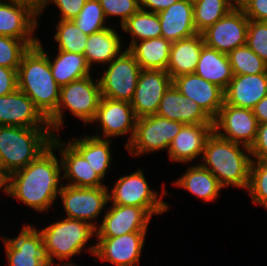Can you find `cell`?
<instances>
[{"instance_id":"6da1fadb","label":"cell","mask_w":267,"mask_h":266,"mask_svg":"<svg viewBox=\"0 0 267 266\" xmlns=\"http://www.w3.org/2000/svg\"><path fill=\"white\" fill-rule=\"evenodd\" d=\"M51 145L26 167L8 175V194L28 207L44 212L50 209L61 191V159L58 161Z\"/></svg>"},{"instance_id":"7a4b0ae2","label":"cell","mask_w":267,"mask_h":266,"mask_svg":"<svg viewBox=\"0 0 267 266\" xmlns=\"http://www.w3.org/2000/svg\"><path fill=\"white\" fill-rule=\"evenodd\" d=\"M49 57L38 39L37 45L23 55L17 70L18 89L47 119L58 107L61 89L51 73Z\"/></svg>"},{"instance_id":"3957f363","label":"cell","mask_w":267,"mask_h":266,"mask_svg":"<svg viewBox=\"0 0 267 266\" xmlns=\"http://www.w3.org/2000/svg\"><path fill=\"white\" fill-rule=\"evenodd\" d=\"M240 145L214 131L206 141L201 165L212 172L224 188L230 185L248 187L252 158L249 156L250 148L242 147V150Z\"/></svg>"},{"instance_id":"277c9868","label":"cell","mask_w":267,"mask_h":266,"mask_svg":"<svg viewBox=\"0 0 267 266\" xmlns=\"http://www.w3.org/2000/svg\"><path fill=\"white\" fill-rule=\"evenodd\" d=\"M53 136L50 128L0 126L1 167L8 175L26 167L51 146Z\"/></svg>"},{"instance_id":"5b68a950","label":"cell","mask_w":267,"mask_h":266,"mask_svg":"<svg viewBox=\"0 0 267 266\" xmlns=\"http://www.w3.org/2000/svg\"><path fill=\"white\" fill-rule=\"evenodd\" d=\"M101 98L100 82L99 80L93 82L91 75L61 86L58 107L48 118L52 133L56 135L54 132H59L63 126L62 112L66 108L84 123H92Z\"/></svg>"},{"instance_id":"8992f818","label":"cell","mask_w":267,"mask_h":266,"mask_svg":"<svg viewBox=\"0 0 267 266\" xmlns=\"http://www.w3.org/2000/svg\"><path fill=\"white\" fill-rule=\"evenodd\" d=\"M50 259L60 261L80 254L89 239L96 233V228L88 222L65 218L54 222L41 231Z\"/></svg>"},{"instance_id":"52a82bcc","label":"cell","mask_w":267,"mask_h":266,"mask_svg":"<svg viewBox=\"0 0 267 266\" xmlns=\"http://www.w3.org/2000/svg\"><path fill=\"white\" fill-rule=\"evenodd\" d=\"M108 194L109 202L123 206H136L145 209L151 216L161 214L169 209L163 202L166 195L164 189L159 197L158 193L149 188L148 182L141 169L124 177H120Z\"/></svg>"},{"instance_id":"ba28073f","label":"cell","mask_w":267,"mask_h":266,"mask_svg":"<svg viewBox=\"0 0 267 266\" xmlns=\"http://www.w3.org/2000/svg\"><path fill=\"white\" fill-rule=\"evenodd\" d=\"M134 55L124 50L112 60L99 79L102 97L131 102L141 72Z\"/></svg>"},{"instance_id":"9c48e42d","label":"cell","mask_w":267,"mask_h":266,"mask_svg":"<svg viewBox=\"0 0 267 266\" xmlns=\"http://www.w3.org/2000/svg\"><path fill=\"white\" fill-rule=\"evenodd\" d=\"M184 125L158 115L139 118L136 121L133 139L126 149L134 156L162 149L168 150L171 141Z\"/></svg>"},{"instance_id":"30bf717a","label":"cell","mask_w":267,"mask_h":266,"mask_svg":"<svg viewBox=\"0 0 267 266\" xmlns=\"http://www.w3.org/2000/svg\"><path fill=\"white\" fill-rule=\"evenodd\" d=\"M108 187H74L62 184L59 195L67 218L83 220L97 229L96 220L109 203Z\"/></svg>"},{"instance_id":"8fae6325","label":"cell","mask_w":267,"mask_h":266,"mask_svg":"<svg viewBox=\"0 0 267 266\" xmlns=\"http://www.w3.org/2000/svg\"><path fill=\"white\" fill-rule=\"evenodd\" d=\"M258 125L252 109L233 106L225 102L213 119V130L218 136L248 148L255 142Z\"/></svg>"},{"instance_id":"7c38bea8","label":"cell","mask_w":267,"mask_h":266,"mask_svg":"<svg viewBox=\"0 0 267 266\" xmlns=\"http://www.w3.org/2000/svg\"><path fill=\"white\" fill-rule=\"evenodd\" d=\"M249 18L241 7H235L201 34L206 46L229 54L246 44Z\"/></svg>"},{"instance_id":"4fadbf2b","label":"cell","mask_w":267,"mask_h":266,"mask_svg":"<svg viewBox=\"0 0 267 266\" xmlns=\"http://www.w3.org/2000/svg\"><path fill=\"white\" fill-rule=\"evenodd\" d=\"M4 239L9 266H52L48 250L40 231L25 225L16 238Z\"/></svg>"},{"instance_id":"5bb4252c","label":"cell","mask_w":267,"mask_h":266,"mask_svg":"<svg viewBox=\"0 0 267 266\" xmlns=\"http://www.w3.org/2000/svg\"><path fill=\"white\" fill-rule=\"evenodd\" d=\"M8 1L0 0V35L23 40L30 47L37 45L38 38L33 33L39 12L28 3Z\"/></svg>"},{"instance_id":"9a60e30c","label":"cell","mask_w":267,"mask_h":266,"mask_svg":"<svg viewBox=\"0 0 267 266\" xmlns=\"http://www.w3.org/2000/svg\"><path fill=\"white\" fill-rule=\"evenodd\" d=\"M172 85V78L165 70L142 69L130 104L137 119L156 115L160 101Z\"/></svg>"},{"instance_id":"2e32d148","label":"cell","mask_w":267,"mask_h":266,"mask_svg":"<svg viewBox=\"0 0 267 266\" xmlns=\"http://www.w3.org/2000/svg\"><path fill=\"white\" fill-rule=\"evenodd\" d=\"M146 232H131L113 238H97L89 252L116 266H137L144 246Z\"/></svg>"},{"instance_id":"e0dca14e","label":"cell","mask_w":267,"mask_h":266,"mask_svg":"<svg viewBox=\"0 0 267 266\" xmlns=\"http://www.w3.org/2000/svg\"><path fill=\"white\" fill-rule=\"evenodd\" d=\"M136 121L137 117L129 102L102 97L92 122L100 124L103 134L92 136L100 139L108 138L109 140L111 137H118L130 132L131 136L125 144V147H127L133 139Z\"/></svg>"},{"instance_id":"ac0fdd59","label":"cell","mask_w":267,"mask_h":266,"mask_svg":"<svg viewBox=\"0 0 267 266\" xmlns=\"http://www.w3.org/2000/svg\"><path fill=\"white\" fill-rule=\"evenodd\" d=\"M25 128H50L48 119L33 101L17 89L11 94L0 96V126Z\"/></svg>"},{"instance_id":"d6986e66","label":"cell","mask_w":267,"mask_h":266,"mask_svg":"<svg viewBox=\"0 0 267 266\" xmlns=\"http://www.w3.org/2000/svg\"><path fill=\"white\" fill-rule=\"evenodd\" d=\"M151 217L143 208L112 204L105 212L100 227H97L96 236L113 238L131 232H147Z\"/></svg>"},{"instance_id":"ffe728a7","label":"cell","mask_w":267,"mask_h":266,"mask_svg":"<svg viewBox=\"0 0 267 266\" xmlns=\"http://www.w3.org/2000/svg\"><path fill=\"white\" fill-rule=\"evenodd\" d=\"M175 88L187 99L196 102L214 119L224 103V91L195 73L172 79Z\"/></svg>"},{"instance_id":"44dd1931","label":"cell","mask_w":267,"mask_h":266,"mask_svg":"<svg viewBox=\"0 0 267 266\" xmlns=\"http://www.w3.org/2000/svg\"><path fill=\"white\" fill-rule=\"evenodd\" d=\"M57 137V135L53 136L51 145L54 149H60L63 179L70 181L66 185L74 187L105 186L102 184L103 179L92 169L90 163L69 142H60L61 140Z\"/></svg>"},{"instance_id":"7402d4cb","label":"cell","mask_w":267,"mask_h":266,"mask_svg":"<svg viewBox=\"0 0 267 266\" xmlns=\"http://www.w3.org/2000/svg\"><path fill=\"white\" fill-rule=\"evenodd\" d=\"M159 117L183 124H213V119L192 100H187L172 84L163 95L158 111Z\"/></svg>"},{"instance_id":"603a6c76","label":"cell","mask_w":267,"mask_h":266,"mask_svg":"<svg viewBox=\"0 0 267 266\" xmlns=\"http://www.w3.org/2000/svg\"><path fill=\"white\" fill-rule=\"evenodd\" d=\"M213 131V124L184 125L168 147L170 160L189 163L199 157Z\"/></svg>"},{"instance_id":"cb8c5ba5","label":"cell","mask_w":267,"mask_h":266,"mask_svg":"<svg viewBox=\"0 0 267 266\" xmlns=\"http://www.w3.org/2000/svg\"><path fill=\"white\" fill-rule=\"evenodd\" d=\"M157 14L161 23V37L171 43L197 34L193 4L189 0H178Z\"/></svg>"},{"instance_id":"d4e9b609","label":"cell","mask_w":267,"mask_h":266,"mask_svg":"<svg viewBox=\"0 0 267 266\" xmlns=\"http://www.w3.org/2000/svg\"><path fill=\"white\" fill-rule=\"evenodd\" d=\"M267 95V73L233 75L224 91V102L252 109Z\"/></svg>"},{"instance_id":"484cf974","label":"cell","mask_w":267,"mask_h":266,"mask_svg":"<svg viewBox=\"0 0 267 266\" xmlns=\"http://www.w3.org/2000/svg\"><path fill=\"white\" fill-rule=\"evenodd\" d=\"M204 45L201 33L173 42L170 48L169 63L166 68L170 77L173 79L183 74L194 73Z\"/></svg>"},{"instance_id":"4316f807","label":"cell","mask_w":267,"mask_h":266,"mask_svg":"<svg viewBox=\"0 0 267 266\" xmlns=\"http://www.w3.org/2000/svg\"><path fill=\"white\" fill-rule=\"evenodd\" d=\"M194 73L217 85L223 91L226 90L233 78L228 55L206 45L200 52V58Z\"/></svg>"},{"instance_id":"83f0119b","label":"cell","mask_w":267,"mask_h":266,"mask_svg":"<svg viewBox=\"0 0 267 266\" xmlns=\"http://www.w3.org/2000/svg\"><path fill=\"white\" fill-rule=\"evenodd\" d=\"M121 39L116 30L107 27L106 29L88 36L84 55L88 66L91 68L94 63L107 65L119 56L121 51Z\"/></svg>"},{"instance_id":"f1b7e54d","label":"cell","mask_w":267,"mask_h":266,"mask_svg":"<svg viewBox=\"0 0 267 266\" xmlns=\"http://www.w3.org/2000/svg\"><path fill=\"white\" fill-rule=\"evenodd\" d=\"M174 185L188 190L207 202L217 199L220 190L224 188L214 174L201 164L190 166L184 175L176 179Z\"/></svg>"},{"instance_id":"f546056e","label":"cell","mask_w":267,"mask_h":266,"mask_svg":"<svg viewBox=\"0 0 267 266\" xmlns=\"http://www.w3.org/2000/svg\"><path fill=\"white\" fill-rule=\"evenodd\" d=\"M171 42L163 37L135 42L128 50L141 69L165 70L169 63Z\"/></svg>"},{"instance_id":"4dcf8cb0","label":"cell","mask_w":267,"mask_h":266,"mask_svg":"<svg viewBox=\"0 0 267 266\" xmlns=\"http://www.w3.org/2000/svg\"><path fill=\"white\" fill-rule=\"evenodd\" d=\"M49 65L51 73L60 87L91 75V68L88 66L84 54L58 50L53 61L49 58Z\"/></svg>"},{"instance_id":"1f68e13d","label":"cell","mask_w":267,"mask_h":266,"mask_svg":"<svg viewBox=\"0 0 267 266\" xmlns=\"http://www.w3.org/2000/svg\"><path fill=\"white\" fill-rule=\"evenodd\" d=\"M90 163L93 170L104 179L112 161L110 139L84 136L68 141Z\"/></svg>"},{"instance_id":"d6a6232c","label":"cell","mask_w":267,"mask_h":266,"mask_svg":"<svg viewBox=\"0 0 267 266\" xmlns=\"http://www.w3.org/2000/svg\"><path fill=\"white\" fill-rule=\"evenodd\" d=\"M123 31L131 34L129 49L135 42L161 37V23L157 13L139 9L122 25Z\"/></svg>"},{"instance_id":"836d02e7","label":"cell","mask_w":267,"mask_h":266,"mask_svg":"<svg viewBox=\"0 0 267 266\" xmlns=\"http://www.w3.org/2000/svg\"><path fill=\"white\" fill-rule=\"evenodd\" d=\"M234 8L230 0H201L193 4L194 25L197 33H202Z\"/></svg>"},{"instance_id":"e575fe53","label":"cell","mask_w":267,"mask_h":266,"mask_svg":"<svg viewBox=\"0 0 267 266\" xmlns=\"http://www.w3.org/2000/svg\"><path fill=\"white\" fill-rule=\"evenodd\" d=\"M54 35L58 50L84 54L88 35L84 34L73 20H59Z\"/></svg>"},{"instance_id":"d590c367","label":"cell","mask_w":267,"mask_h":266,"mask_svg":"<svg viewBox=\"0 0 267 266\" xmlns=\"http://www.w3.org/2000/svg\"><path fill=\"white\" fill-rule=\"evenodd\" d=\"M227 55L233 75L267 73V64L246 44L237 47Z\"/></svg>"},{"instance_id":"8d00e7d4","label":"cell","mask_w":267,"mask_h":266,"mask_svg":"<svg viewBox=\"0 0 267 266\" xmlns=\"http://www.w3.org/2000/svg\"><path fill=\"white\" fill-rule=\"evenodd\" d=\"M106 17L99 0H87L80 13L73 19L77 27L86 35L106 29Z\"/></svg>"},{"instance_id":"74e56055","label":"cell","mask_w":267,"mask_h":266,"mask_svg":"<svg viewBox=\"0 0 267 266\" xmlns=\"http://www.w3.org/2000/svg\"><path fill=\"white\" fill-rule=\"evenodd\" d=\"M247 190L252 203L267 209V162L252 159Z\"/></svg>"},{"instance_id":"f35d334b","label":"cell","mask_w":267,"mask_h":266,"mask_svg":"<svg viewBox=\"0 0 267 266\" xmlns=\"http://www.w3.org/2000/svg\"><path fill=\"white\" fill-rule=\"evenodd\" d=\"M30 46L23 40L0 35V66L18 70Z\"/></svg>"},{"instance_id":"ab89813d","label":"cell","mask_w":267,"mask_h":266,"mask_svg":"<svg viewBox=\"0 0 267 266\" xmlns=\"http://www.w3.org/2000/svg\"><path fill=\"white\" fill-rule=\"evenodd\" d=\"M246 45L267 64V22L249 19Z\"/></svg>"},{"instance_id":"60d3db41","label":"cell","mask_w":267,"mask_h":266,"mask_svg":"<svg viewBox=\"0 0 267 266\" xmlns=\"http://www.w3.org/2000/svg\"><path fill=\"white\" fill-rule=\"evenodd\" d=\"M105 17L120 16L121 25L140 9L139 0H99Z\"/></svg>"},{"instance_id":"b9f144b4","label":"cell","mask_w":267,"mask_h":266,"mask_svg":"<svg viewBox=\"0 0 267 266\" xmlns=\"http://www.w3.org/2000/svg\"><path fill=\"white\" fill-rule=\"evenodd\" d=\"M86 1L87 0H46L44 8L39 12V16L46 6L53 2L61 12V20H73L80 13Z\"/></svg>"},{"instance_id":"7bdbcfd3","label":"cell","mask_w":267,"mask_h":266,"mask_svg":"<svg viewBox=\"0 0 267 266\" xmlns=\"http://www.w3.org/2000/svg\"><path fill=\"white\" fill-rule=\"evenodd\" d=\"M250 155L255 160L267 162V123L258 125L257 136L254 144L250 147Z\"/></svg>"},{"instance_id":"ee69618b","label":"cell","mask_w":267,"mask_h":266,"mask_svg":"<svg viewBox=\"0 0 267 266\" xmlns=\"http://www.w3.org/2000/svg\"><path fill=\"white\" fill-rule=\"evenodd\" d=\"M241 8L249 19L267 22V0H247Z\"/></svg>"},{"instance_id":"f6af8a7d","label":"cell","mask_w":267,"mask_h":266,"mask_svg":"<svg viewBox=\"0 0 267 266\" xmlns=\"http://www.w3.org/2000/svg\"><path fill=\"white\" fill-rule=\"evenodd\" d=\"M18 89L17 70L0 66V96Z\"/></svg>"},{"instance_id":"bcb514c9","label":"cell","mask_w":267,"mask_h":266,"mask_svg":"<svg viewBox=\"0 0 267 266\" xmlns=\"http://www.w3.org/2000/svg\"><path fill=\"white\" fill-rule=\"evenodd\" d=\"M139 1H140V9L150 11L153 13H158L168 8L172 4L176 3L178 0H139Z\"/></svg>"},{"instance_id":"7dc6e473","label":"cell","mask_w":267,"mask_h":266,"mask_svg":"<svg viewBox=\"0 0 267 266\" xmlns=\"http://www.w3.org/2000/svg\"><path fill=\"white\" fill-rule=\"evenodd\" d=\"M252 111L259 124L267 123V95L252 108Z\"/></svg>"},{"instance_id":"c3c4849f","label":"cell","mask_w":267,"mask_h":266,"mask_svg":"<svg viewBox=\"0 0 267 266\" xmlns=\"http://www.w3.org/2000/svg\"><path fill=\"white\" fill-rule=\"evenodd\" d=\"M15 1L28 3L38 12H40L44 8L45 3H46V0H15Z\"/></svg>"},{"instance_id":"681fc988","label":"cell","mask_w":267,"mask_h":266,"mask_svg":"<svg viewBox=\"0 0 267 266\" xmlns=\"http://www.w3.org/2000/svg\"><path fill=\"white\" fill-rule=\"evenodd\" d=\"M3 187V192L8 194V174L0 166V189Z\"/></svg>"},{"instance_id":"f907efd6","label":"cell","mask_w":267,"mask_h":266,"mask_svg":"<svg viewBox=\"0 0 267 266\" xmlns=\"http://www.w3.org/2000/svg\"><path fill=\"white\" fill-rule=\"evenodd\" d=\"M247 0H230L235 7H241ZM235 2V3H234Z\"/></svg>"},{"instance_id":"816d5d0a","label":"cell","mask_w":267,"mask_h":266,"mask_svg":"<svg viewBox=\"0 0 267 266\" xmlns=\"http://www.w3.org/2000/svg\"><path fill=\"white\" fill-rule=\"evenodd\" d=\"M56 266H78V265H75L74 263H72V262H69V263H63L62 265L60 264H57Z\"/></svg>"},{"instance_id":"f5cc1de1","label":"cell","mask_w":267,"mask_h":266,"mask_svg":"<svg viewBox=\"0 0 267 266\" xmlns=\"http://www.w3.org/2000/svg\"><path fill=\"white\" fill-rule=\"evenodd\" d=\"M192 4H195V3H197V2H199V1H201V0H189Z\"/></svg>"}]
</instances>
